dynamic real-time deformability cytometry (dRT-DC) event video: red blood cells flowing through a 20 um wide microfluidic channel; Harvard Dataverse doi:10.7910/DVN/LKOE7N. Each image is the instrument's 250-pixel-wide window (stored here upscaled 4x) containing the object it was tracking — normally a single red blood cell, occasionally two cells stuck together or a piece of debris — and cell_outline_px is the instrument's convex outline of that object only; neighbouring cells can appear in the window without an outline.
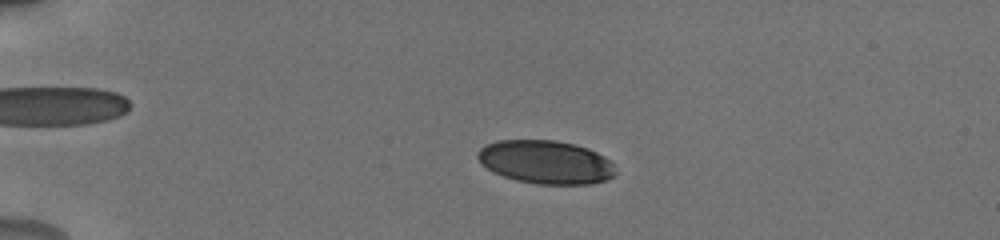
{"species": "human", "species_latin": "Homo sapiens", "temperature_condition": "cold", "stored_images_in_passage": 56, "camera_frame_rate_fps": 3000, "um_per_image_px": 0.085, "donor": {"sex": "male"}, "frame": {"image": 1, "passage_image": 14, "time_ms": 4.333, "image_size_px": [1000, 240], "cell_outline_px": [[616, 176], [592, 184], [536, 184], [516, 180], [492, 172], [476, 156], [476, 152], [484, 144], [496, 140], [556, 140], [576, 144], [588, 148], [612, 160], [616, 164]], "centroid_in_image_um": [46.43, 13.77], "position_along_channel_um": 38.6, "area_um2": 35.32}}
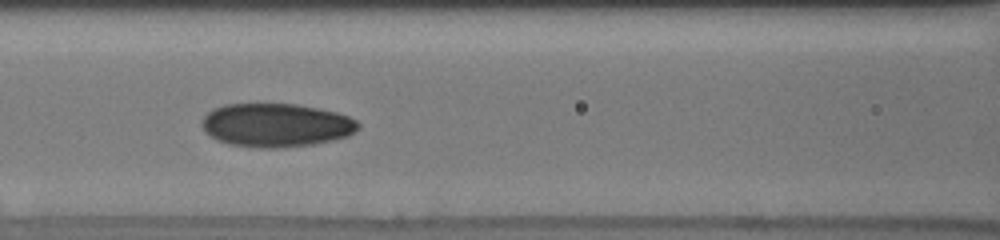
{"frame": {"image": 2, "passage_image": 27, "time_ms": 8.667, "image_size_px": [1000, 240], "cell_outline_px": [[360, 128], [348, 136], [332, 140], [312, 144], [276, 148], [260, 148], [228, 144], [216, 140], [204, 132], [204, 116], [212, 108], [224, 104], [296, 104], [336, 112], [348, 116], [356, 120], [360, 124]], "centroid_in_image_um": [23.46, 10.64], "position_along_channel_um": 143.1, "area_um2": 39.65}}
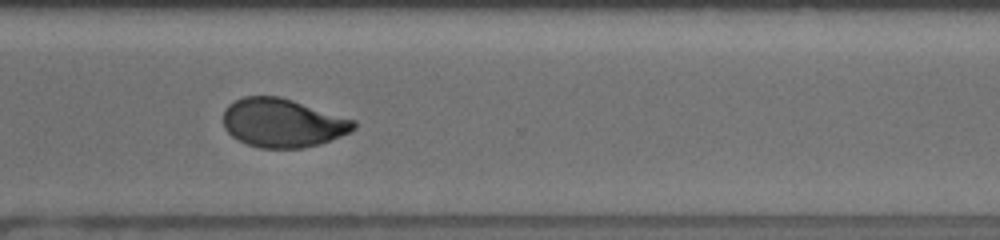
{"frame": {"image": 3, "passage_image": 43, "time_ms": 14.0, "image_size_px": [1000, 240], "cell_outline_px": [[356, 128], [340, 136], [320, 144], [304, 148], [260, 148], [236, 140], [224, 128], [224, 108], [228, 104], [244, 96], [280, 96], [356, 120]], "centroid_in_image_um": [24.01, 10.45], "position_along_channel_um": 346.6, "area_um2": 37.11}, "authors_computed_cell_mechanics": {"area_um2": 37.1365, "velocity_mm_per_s": 3.8214, "shape_relaxation_time_tau1_ms": 5.6245, "shape_relaxation_time_tau2_ms": 1.2645, "deformation_change_tau1": 0.1657, "deformation_change_tau2": 0.0496}}